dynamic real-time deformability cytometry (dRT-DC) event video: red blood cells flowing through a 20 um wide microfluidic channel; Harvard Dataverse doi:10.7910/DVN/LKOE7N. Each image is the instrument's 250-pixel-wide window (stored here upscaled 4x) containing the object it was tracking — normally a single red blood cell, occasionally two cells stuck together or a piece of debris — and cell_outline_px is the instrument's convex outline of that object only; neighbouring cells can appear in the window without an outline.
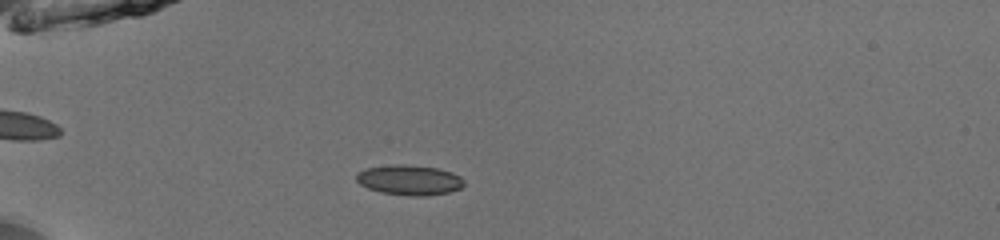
{"species": "common noctule bat (a hibernating species)", "species_latin": "Nyctalus noctula", "temperature_condition": "room temperature", "stored_images_in_passage": 20, "camera_frame_rate_fps": 3000, "um_per_image_px": 0.085, "animal": {"sex": "male", "body_mass_g": 13.0, "forearm_length_mm": 53.1}, "frame": {"image": 1, "passage_image": 7, "time_ms": 2.0, "image_size_px": [1000, 240], "cell_outline_px": [[464, 184], [460, 188], [448, 192], [424, 196], [408, 196], [380, 192], [368, 188], [360, 184], [356, 180], [356, 176], [364, 168], [392, 164], [404, 164], [436, 168], [452, 172], [460, 176], [464, 180]], "centroid_in_image_um": [34.79, 15.3], "position_along_channel_um": 50.2, "area_um2": 18.9}}
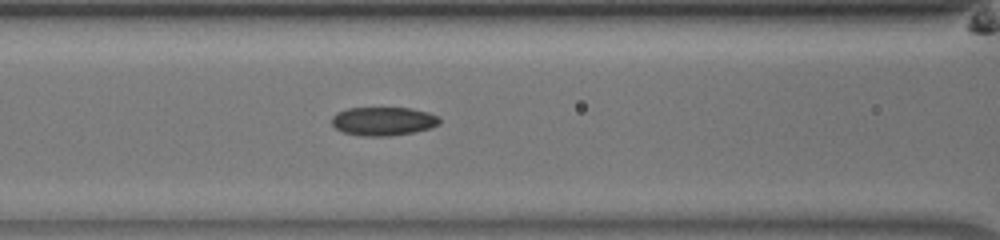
{"frame": {"image": 2, "passage_image": 15, "time_ms": 4.667, "image_size_px": [1000, 240], "cell_outline_px": [[440, 124], [432, 128], [416, 132], [388, 136], [360, 136], [344, 132], [336, 128], [332, 124], [332, 116], [336, 112], [348, 108], [412, 108], [428, 112], [440, 116]], "centroid_in_image_um": [32.62, 10.3], "position_along_channel_um": 134.0, "area_um2": 18.21}}
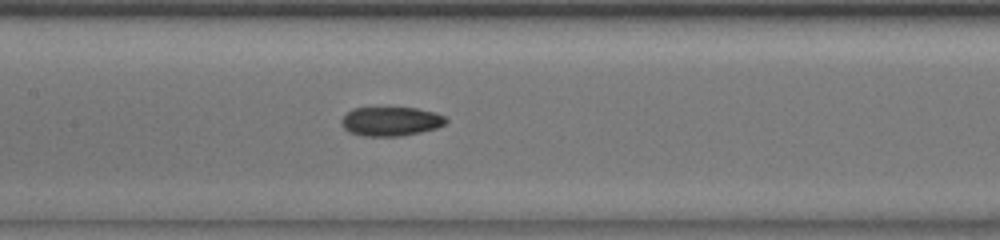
{"frame": {"image": 3, "passage_image": 18, "time_ms": 5.667, "image_size_px": [1000, 240], "cell_outline_px": [[448, 120], [444, 124], [436, 128], [420, 132], [400, 136], [364, 136], [348, 132], [340, 124], [340, 120], [352, 108], [416, 108], [436, 112], [444, 116]], "centroid_in_image_um": [33.2, 10.32], "position_along_channel_um": 174.2, "area_um2": 17.74}}